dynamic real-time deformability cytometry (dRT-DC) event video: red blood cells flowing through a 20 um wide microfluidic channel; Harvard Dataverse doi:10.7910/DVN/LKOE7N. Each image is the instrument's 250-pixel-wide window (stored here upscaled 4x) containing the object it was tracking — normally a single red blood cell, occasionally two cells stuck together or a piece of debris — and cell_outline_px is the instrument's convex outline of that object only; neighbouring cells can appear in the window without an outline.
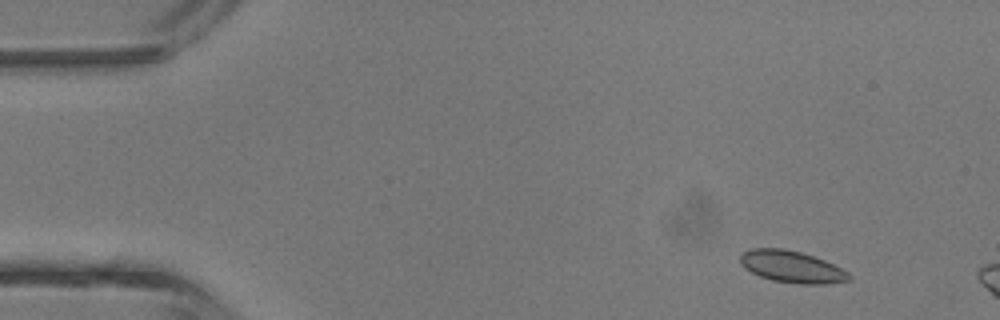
{"species": "common noctule bat (a hibernating species)", "species_latin": "Nyctalus noctula", "temperature_condition": "room temperature", "stored_images_in_passage": 3, "camera_frame_rate_fps": 3000, "um_per_image_px": 0.085, "animal": {"sex": "male", "body_mass_g": 13.3}, "frame": {"image": 1, "passage_image": 1, "time_ms": 0.0, "image_size_px": [1000, 320], "cell_outline_px": [[852, 280], [824, 284], [796, 284], [772, 280], [760, 276], [744, 268], [740, 264], [740, 256], [744, 252], [752, 248], [780, 248], [800, 252], [824, 260], [848, 272], [852, 276]], "centroid_in_image_um": [67.3, 22.69], "position_along_channel_um": 17.7, "area_um2": 20.11}}